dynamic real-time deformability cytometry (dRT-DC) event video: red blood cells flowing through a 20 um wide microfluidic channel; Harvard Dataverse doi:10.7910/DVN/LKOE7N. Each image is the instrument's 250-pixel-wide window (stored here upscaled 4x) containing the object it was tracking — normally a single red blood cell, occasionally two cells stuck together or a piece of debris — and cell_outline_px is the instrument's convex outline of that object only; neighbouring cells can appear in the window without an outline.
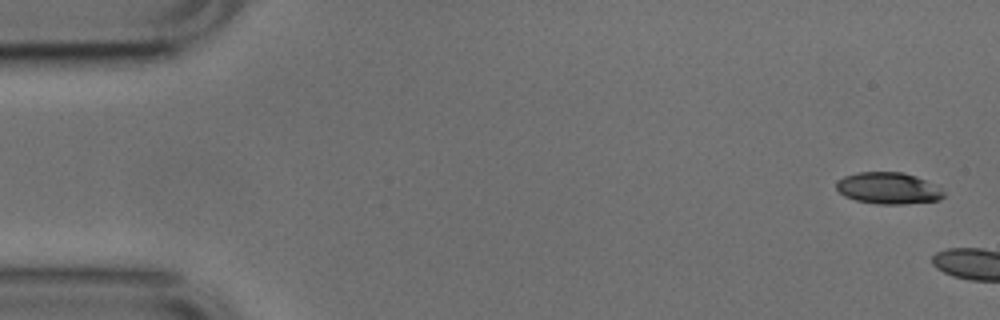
{"species": "common noctule bat (a hibernating species)", "species_latin": "Nyctalus noctula", "temperature_condition": "cold", "stored_images_in_passage": 2, "camera_frame_rate_fps": 3000, "um_per_image_px": 0.085, "animal": {"sex": "male", "body_mass_g": 17.9, "forearm_length_mm": 54.2}, "frame": {"image": 1, "passage_image": 1, "time_ms": 0.0, "image_size_px": [1000, 320], "cell_outline_px": [[944, 196], [940, 200], [904, 204], [876, 204], [856, 200], [844, 196], [836, 188], [836, 180], [844, 176], [856, 172], [904, 172], [940, 184], [944, 192]], "centroid_in_image_um": [75.55, 15.99], "position_along_channel_um": 9.4, "area_um2": 20.23}}